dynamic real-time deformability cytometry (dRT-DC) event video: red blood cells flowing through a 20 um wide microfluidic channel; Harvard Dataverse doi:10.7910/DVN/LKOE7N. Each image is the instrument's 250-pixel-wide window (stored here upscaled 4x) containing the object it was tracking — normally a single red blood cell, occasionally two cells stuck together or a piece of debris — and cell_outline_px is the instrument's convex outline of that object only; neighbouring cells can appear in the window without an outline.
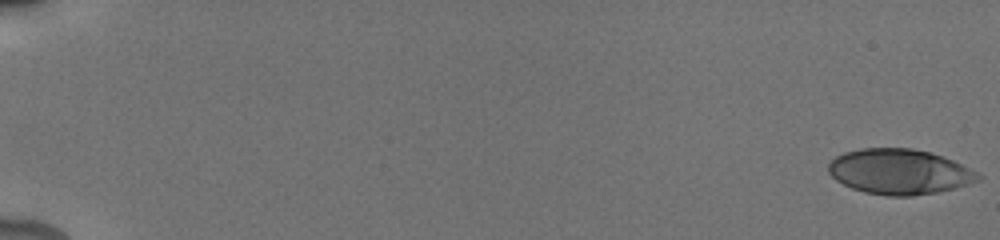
{"species": "human", "species_latin": "Homo sapiens", "temperature_condition": "cold", "stored_images_in_passage": 34, "camera_frame_rate_fps": 3000, "um_per_image_px": 0.085, "donor": {"sex": "male"}, "frame": {"image": 1, "passage_image": 1, "time_ms": 0.0, "image_size_px": [1000, 240], "cell_outline_px": [[984, 176], [980, 180], [968, 184], [936, 192], [912, 196], [888, 196], [864, 192], [852, 188], [836, 180], [828, 172], [828, 164], [836, 156], [844, 152], [860, 148], [912, 148], [928, 152], [952, 160]], "centroid_in_image_um": [76.42, 14.59], "position_along_channel_um": 8.6, "area_um2": 39.25}}
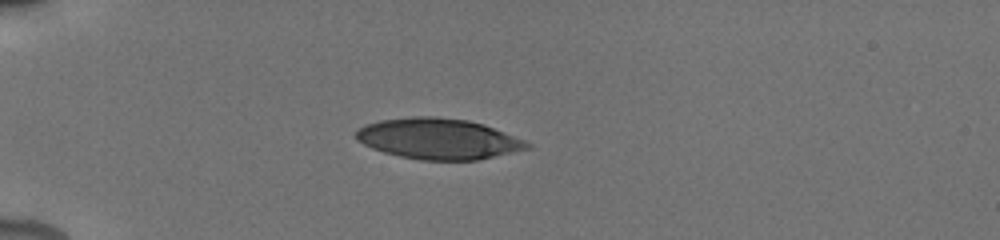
{"frame": {"image": 2, "passage_image": 19, "time_ms": 5.333, "image_size_px": [1000, 240], "cell_outline_px": [[532, 148], [476, 160], [420, 160], [400, 156], [384, 152], [372, 148], [356, 140], [356, 132], [364, 124], [380, 120], [412, 116], [436, 116], [468, 120], [484, 124], [524, 140], [532, 144]], "centroid_in_image_um": [37.26, 11.79], "position_along_channel_um": 47.7, "area_um2": 40.69}}
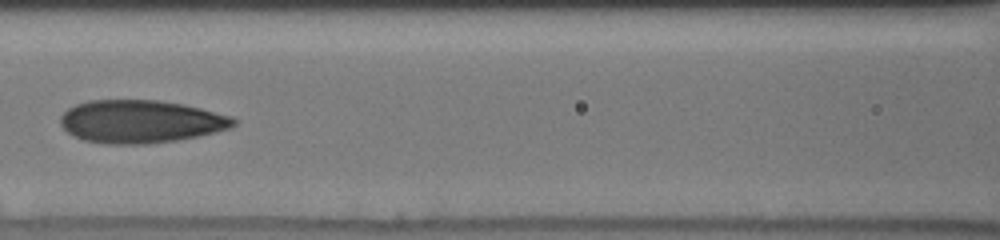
{"frame": {"image": 3, "passage_image": 29, "time_ms": 9.0, "image_size_px": [1000, 240], "cell_outline_px": [[236, 124], [232, 128], [216, 132], [176, 140], [144, 144], [108, 144], [84, 140], [72, 136], [60, 124], [60, 116], [68, 108], [76, 104], [88, 100], [160, 100], [184, 104], [232, 116], [236, 120]], "centroid_in_image_um": [11.95, 10.32], "position_along_channel_um": 154.6, "area_um2": 43.41}}